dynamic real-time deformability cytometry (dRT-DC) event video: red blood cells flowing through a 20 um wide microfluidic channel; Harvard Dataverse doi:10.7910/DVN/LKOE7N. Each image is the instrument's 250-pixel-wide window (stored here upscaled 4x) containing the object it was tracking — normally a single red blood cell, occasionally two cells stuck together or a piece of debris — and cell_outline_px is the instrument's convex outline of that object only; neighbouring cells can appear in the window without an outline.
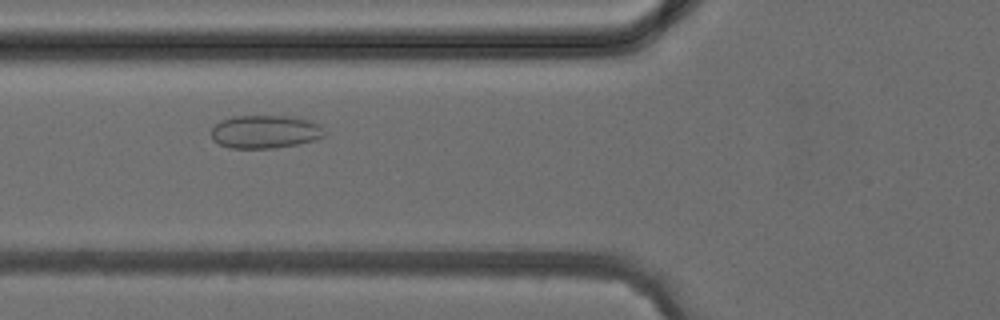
{"species": "common noctule bat (a hibernating species)", "species_latin": "Nyctalus noctula", "temperature_condition": "cold", "stored_images_in_passage": 5, "camera_frame_rate_fps": 3000, "um_per_image_px": 0.085, "animal": {"sex": "female", "body_mass_g": 24.6, "forearm_length_mm": 56.2}, "frame": {"image": 1, "passage_image": 4, "time_ms": 3.333, "image_size_px": [1000, 320], "cell_outline_px": [[324, 136], [316, 140], [276, 148], [228, 148], [212, 140], [212, 128], [220, 120], [232, 116], [288, 116], [312, 120], [324, 132]], "centroid_in_image_um": [22.5, 11.2], "position_along_channel_um": 103.3, "area_um2": 21.85}}